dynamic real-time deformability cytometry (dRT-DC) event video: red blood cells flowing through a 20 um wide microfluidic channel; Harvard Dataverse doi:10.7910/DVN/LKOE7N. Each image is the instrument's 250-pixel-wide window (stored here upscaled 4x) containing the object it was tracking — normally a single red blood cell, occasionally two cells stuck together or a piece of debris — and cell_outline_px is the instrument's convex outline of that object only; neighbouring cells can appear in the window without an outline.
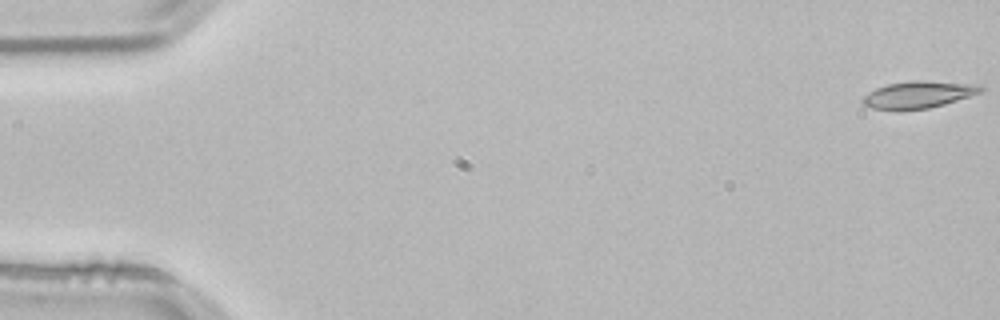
{"species": "common noctule bat (a hibernating species)", "species_latin": "Nyctalus noctula", "temperature_condition": "room temperature", "stored_images_in_passage": 54, "camera_frame_rate_fps": 3000, "um_per_image_px": 0.085, "animal": {"sex": "male", "body_mass_g": 21.5, "forearm_length_mm": 52.0}, "frame": {"image": 1, "passage_image": 1, "time_ms": 0.0, "image_size_px": [1000, 320], "cell_outline_px": [[984, 92], [944, 104], [928, 108], [872, 108], [864, 104], [860, 100], [868, 92], [876, 88], [888, 84], [912, 80], [920, 80], [984, 84]], "centroid_in_image_um": [78.16, 8.0], "position_along_channel_um": 6.8, "area_um2": 18.38}}
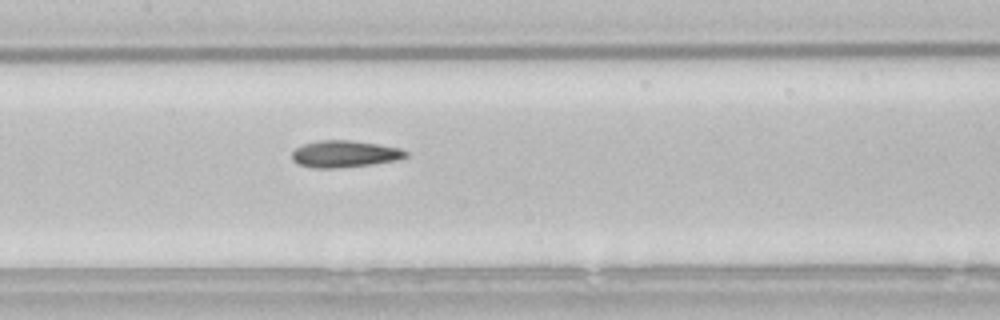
{"frame": {"image": 2, "passage_image": 26, "time_ms": 8.333, "image_size_px": [1000, 320], "cell_outline_px": [[408, 156], [400, 160], [372, 164], [336, 168], [312, 168], [296, 164], [292, 160], [292, 152], [296, 148], [304, 144], [320, 140], [348, 140], [376, 144], [400, 148], [408, 152]], "centroid_in_image_um": [29.29, 13.1], "position_along_channel_um": 178.1, "area_um2": 17.86}}
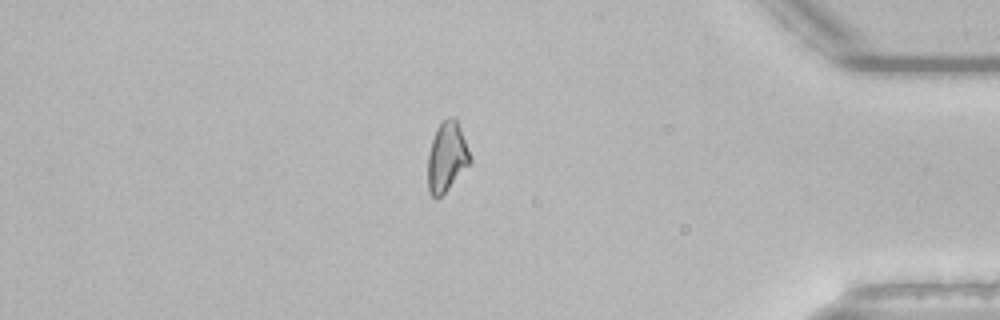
{"frame": {"image": 3, "passage_image": 46, "time_ms": 15.0, "image_size_px": [1000, 320], "cell_outline_px": [[472, 160], [448, 188], [436, 200], [428, 192], [428, 156], [432, 140], [436, 128], [448, 116], [456, 116], [472, 156]], "centroid_in_image_um": [37.99, 13.3], "position_along_channel_um": 397.2, "area_um2": 17.17}, "authors_computed_cell_mechanics": {"area_um2": 17.6868, "velocity_mm_per_s": 3.8102, "shape_relaxation_time_tau1_ms": null, "shape_relaxation_time_tau2_ms": 8.2021, "deformation_change_tau1": null, "deformation_change_tau2": 0.174}}